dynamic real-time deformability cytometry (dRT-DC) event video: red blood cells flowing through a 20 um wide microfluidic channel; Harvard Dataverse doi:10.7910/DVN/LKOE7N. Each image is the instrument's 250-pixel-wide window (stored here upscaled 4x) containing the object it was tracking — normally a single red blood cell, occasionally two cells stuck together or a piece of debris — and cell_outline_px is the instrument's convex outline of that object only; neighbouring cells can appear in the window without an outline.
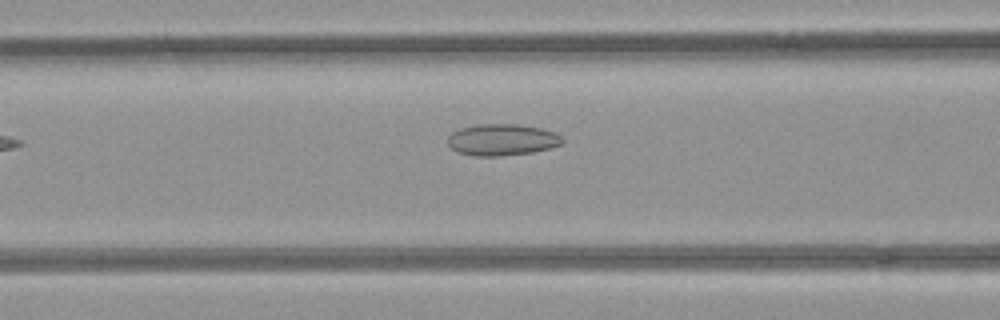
{"species": "common noctule bat (a hibernating species)", "species_latin": "Nyctalus noctula", "temperature_condition": "room temperature", "stored_images_in_passage": 6, "camera_frame_rate_fps": 3000, "um_per_image_px": 0.085, "animal": {"sex": "female", "body_mass_g": 21.9}, "frame": {"image": 1, "passage_image": 6, "time_ms": 1.667, "image_size_px": [1000, 320], "cell_outline_px": [[564, 140], [560, 144], [552, 148], [532, 152], [500, 156], [472, 156], [456, 152], [448, 144], [448, 136], [452, 132], [460, 128], [476, 124], [516, 124], [540, 128], [556, 132], [564, 136]], "centroid_in_image_um": [42.68, 11.88], "position_along_channel_um": 123.9, "area_um2": 21.33}}